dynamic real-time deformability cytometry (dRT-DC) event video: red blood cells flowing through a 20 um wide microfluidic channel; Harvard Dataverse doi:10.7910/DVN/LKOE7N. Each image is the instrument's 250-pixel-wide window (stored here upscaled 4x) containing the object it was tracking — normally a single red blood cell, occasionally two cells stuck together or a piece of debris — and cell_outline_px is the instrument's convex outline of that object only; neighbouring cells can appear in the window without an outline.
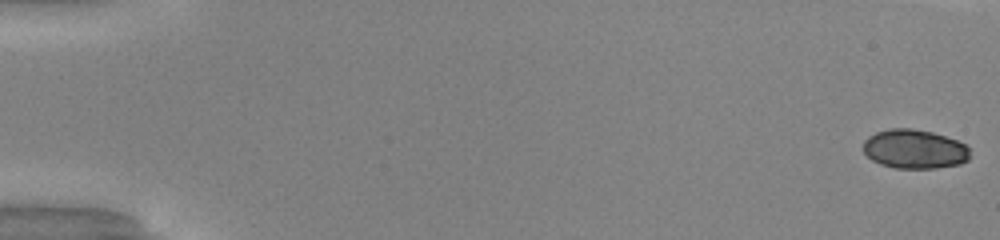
{"species": "common noctule bat (a hibernating species)", "species_latin": "Nyctalus noctula", "temperature_condition": "warm", "stored_images_in_passage": 45, "camera_frame_rate_fps": 3000, "um_per_image_px": 0.085, "animal": {"sex": "male", "body_mass_g": 20.0, "forearm_length_mm": 53.3}, "frame": {"image": 1, "passage_image": 1, "time_ms": 0.0, "image_size_px": [1000, 240], "cell_outline_px": [[968, 160], [960, 164], [936, 168], [896, 168], [880, 164], [872, 160], [864, 152], [864, 140], [868, 136], [876, 132], [888, 128], [912, 128], [932, 132], [956, 140], [964, 144], [968, 148]], "centroid_in_image_um": [77.7, 12.67], "position_along_channel_um": 7.3, "area_um2": 24.28}}
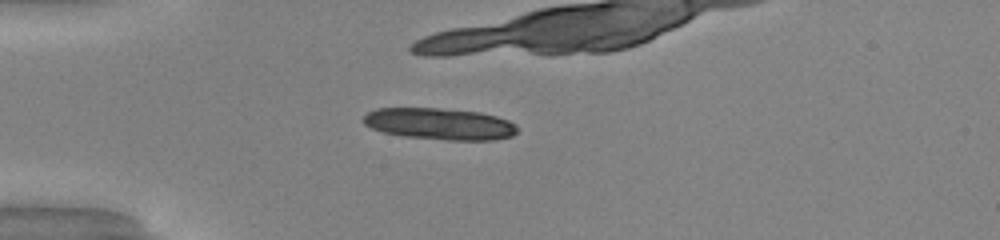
{"frame": {"image": 2, "passage_image": 15, "time_ms": 4.667, "image_size_px": [1000, 240], "cell_outline_px": [[516, 132], [512, 136], [496, 140], [448, 140], [404, 136], [384, 132], [372, 128], [364, 124], [364, 116], [368, 112], [376, 108], [436, 108], [480, 112], [496, 116], [508, 120], [516, 124]], "centroid_in_image_um": [37.39, 10.53], "position_along_channel_um": 47.6, "area_um2": 28.26}, "authors_computed_cell_mechanics": {"area_um2": 24.276, "velocity_mm_per_s": 4.1447, "shape_relaxation_time_tau1_ms": 4.7005, "shape_relaxation_time_tau2_ms": 0.0182, "deformation_change_tau1": 0.2435, "deformation_change_tau2": null}}